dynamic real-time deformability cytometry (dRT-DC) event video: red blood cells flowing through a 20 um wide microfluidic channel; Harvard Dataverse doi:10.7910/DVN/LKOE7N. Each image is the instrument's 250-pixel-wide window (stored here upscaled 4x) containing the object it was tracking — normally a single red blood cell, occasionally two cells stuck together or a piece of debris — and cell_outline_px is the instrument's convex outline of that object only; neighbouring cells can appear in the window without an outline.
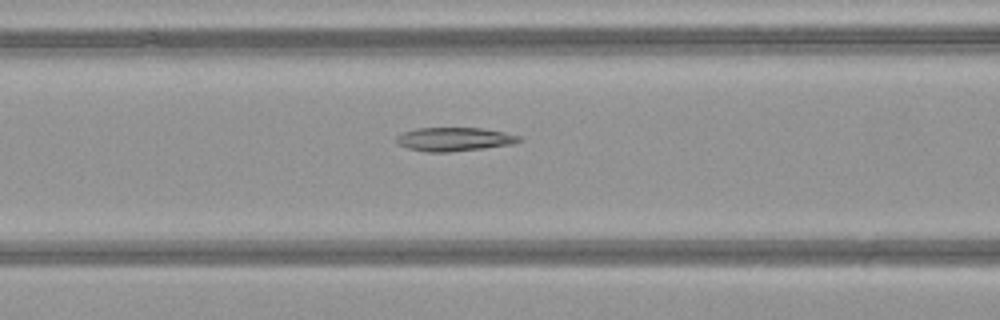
{"species": "common noctule bat (a hibernating species)", "species_latin": "Nyctalus noctula", "temperature_condition": "warm", "stored_images_in_passage": 50, "camera_frame_rate_fps": 3000, "um_per_image_px": 0.085, "animal": {"sex": "female", "body_mass_g": 21.9}, "frame": {"image": 1, "passage_image": 21, "time_ms": 6.667, "image_size_px": [1000, 320], "cell_outline_px": [[524, 140], [512, 144], [484, 148], [452, 152], [428, 152], [408, 148], [400, 144], [396, 140], [396, 136], [404, 132], [416, 128], [484, 128], [504, 132], [520, 136]], "centroid_in_image_um": [38.65, 11.83], "position_along_channel_um": 127.9, "area_um2": 16.94}}
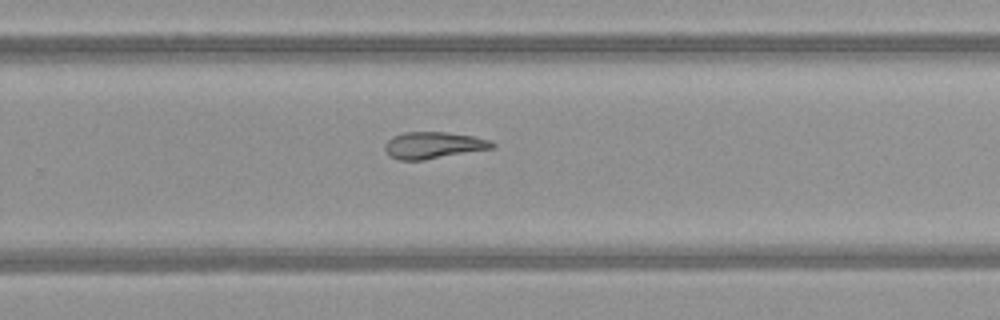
{"frame": {"image": 2, "passage_image": 33, "time_ms": 10.667, "image_size_px": [1000, 320], "cell_outline_px": [[496, 148], [424, 160], [396, 160], [384, 148], [388, 140], [392, 136], [404, 132], [444, 132], [472, 136], [492, 140], [496, 144]], "centroid_in_image_um": [36.89, 12.35], "position_along_channel_um": 292.9, "area_um2": 16.76}}
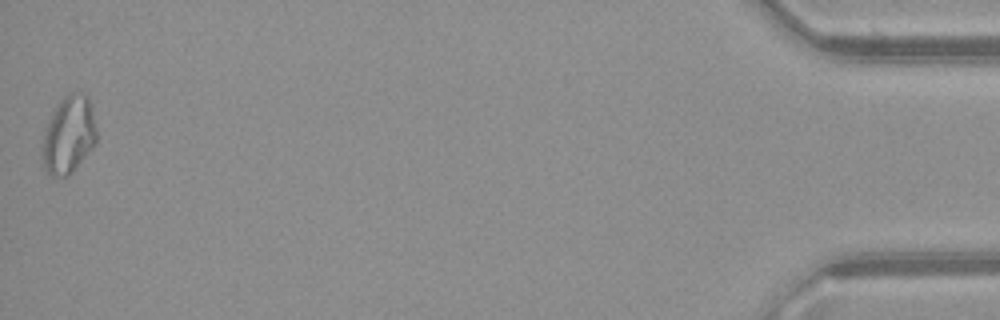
{"frame": {"image": 3, "passage_image": 50, "time_ms": 16.333, "image_size_px": [1000, 320], "cell_outline_px": [[96, 144], [72, 172], [68, 176], [52, 176], [40, 164], [40, 144], [44, 128], [56, 104], [68, 92], [84, 92], [88, 96], [92, 108], [96, 128]], "centroid_in_image_um": [5.79, 11.46], "position_along_channel_um": 429.4, "area_um2": 25.32}, "authors_computed_cell_mechanics": {"area_um2": 19.074, "velocity_mm_per_s": 4.1331, "shape_relaxation_time_tau1_ms": null, "shape_relaxation_time_tau2_ms": 6.1506, "deformation_change_tau1": null, "deformation_change_tau2": 0.1418}}